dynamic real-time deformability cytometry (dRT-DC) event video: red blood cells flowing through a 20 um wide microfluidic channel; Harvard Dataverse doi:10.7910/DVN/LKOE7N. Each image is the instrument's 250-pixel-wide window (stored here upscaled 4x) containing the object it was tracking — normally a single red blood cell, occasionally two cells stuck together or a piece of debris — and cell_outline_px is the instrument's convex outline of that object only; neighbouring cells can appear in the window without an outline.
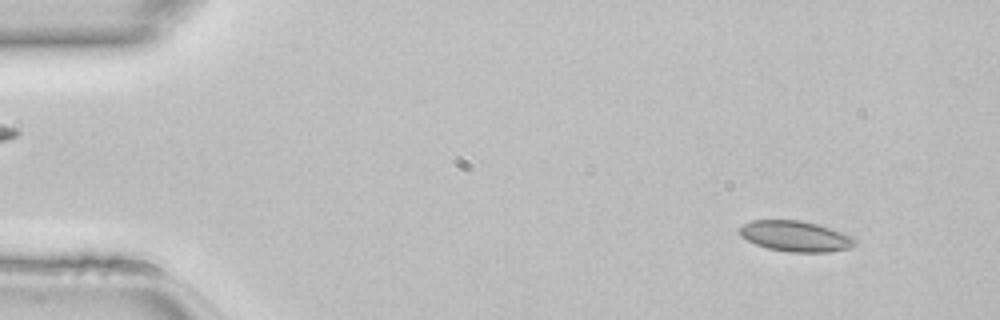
{"species": "common noctule bat (a hibernating species)", "species_latin": "Nyctalus noctula", "temperature_condition": "room temperature", "stored_images_in_passage": 46, "camera_frame_rate_fps": 3000, "um_per_image_px": 0.085, "animal": {"sex": "female", "body_mass_g": 22.7, "forearm_length_mm": 54.2}, "frame": {"image": 1, "passage_image": 3, "time_ms": 0.667, "image_size_px": [1000, 320], "cell_outline_px": [[856, 240], [848, 248], [828, 252], [788, 252], [768, 248], [756, 244], [740, 236], [740, 228], [744, 224], [752, 220], [800, 220], [816, 224], [852, 236]], "centroid_in_image_um": [67.57, 20.08], "position_along_channel_um": 17.4, "area_um2": 20.23}}
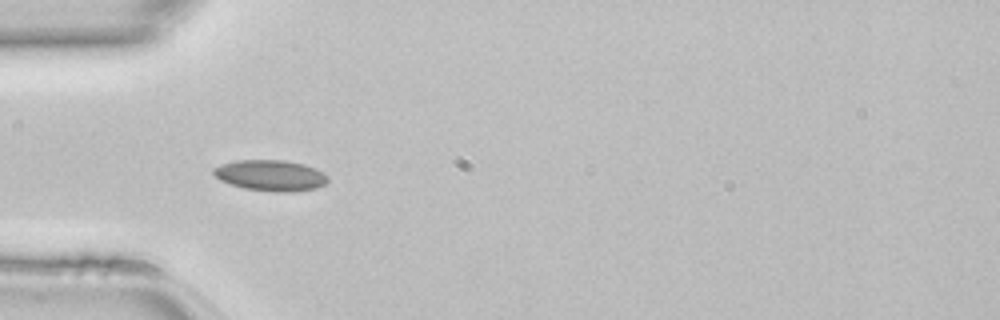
{"frame": {"image": 2, "passage_image": 13, "time_ms": 4.0, "image_size_px": [1000, 320], "cell_outline_px": [[328, 180], [324, 184], [316, 188], [292, 192], [276, 192], [244, 188], [220, 180], [212, 172], [212, 168], [220, 164], [236, 160], [284, 160], [304, 164], [328, 176]], "centroid_in_image_um": [22.96, 14.91], "position_along_channel_um": 62.0, "area_um2": 20.46}}
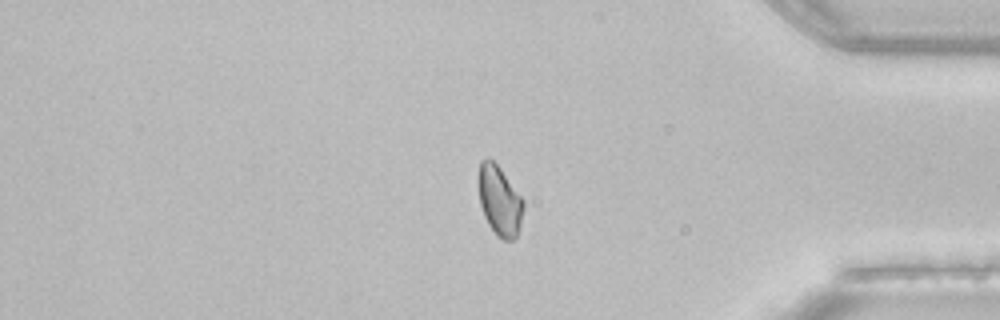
{"frame": {"image": 3, "passage_image": 38, "time_ms": 12.333, "image_size_px": [1000, 320], "cell_outline_px": [[524, 208], [520, 224], [516, 236], [512, 240], [504, 240], [496, 236], [488, 224], [484, 216], [480, 204], [480, 160], [488, 156], [500, 168], [524, 200]], "centroid_in_image_um": [42.48, 17.08], "position_along_channel_um": 392.7, "area_um2": 18.03}}